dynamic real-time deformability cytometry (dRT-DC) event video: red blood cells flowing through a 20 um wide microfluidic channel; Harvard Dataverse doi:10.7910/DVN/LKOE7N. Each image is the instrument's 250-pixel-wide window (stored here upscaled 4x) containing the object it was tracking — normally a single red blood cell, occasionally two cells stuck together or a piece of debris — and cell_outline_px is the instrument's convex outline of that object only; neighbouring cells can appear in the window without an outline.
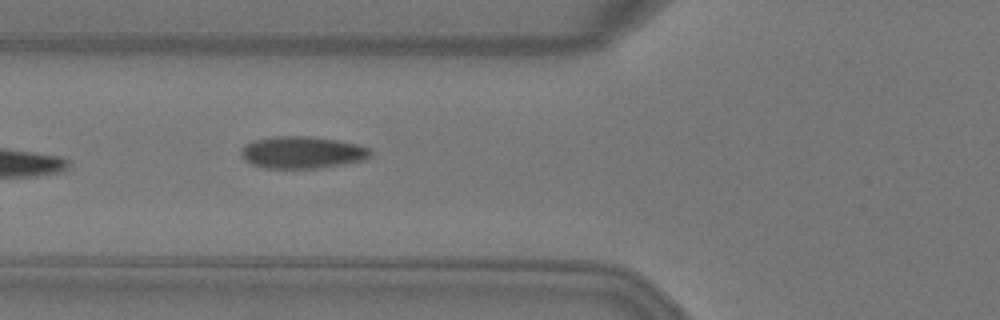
{"species": "Egyptian fruit bat (a non-hibernating species)", "species_latin": "Rousettus aegyptiacus", "temperature_condition": "warm", "stored_images_in_passage": 6, "camera_frame_rate_fps": 3000, "um_per_image_px": 0.085, "animal": {"sex": "female"}, "frame": {"image": 1, "passage_image": 6, "time_ms": 1.667, "image_size_px": [1000, 320], "cell_outline_px": [[372, 152], [364, 160], [344, 164], [316, 168], [264, 168], [252, 164], [244, 160], [240, 156], [240, 148], [244, 144], [252, 140], [276, 136], [308, 136], [336, 140], [356, 144], [368, 148]], "centroid_in_image_um": [25.61, 12.95], "position_along_channel_um": 100.2, "area_um2": 24.22}}